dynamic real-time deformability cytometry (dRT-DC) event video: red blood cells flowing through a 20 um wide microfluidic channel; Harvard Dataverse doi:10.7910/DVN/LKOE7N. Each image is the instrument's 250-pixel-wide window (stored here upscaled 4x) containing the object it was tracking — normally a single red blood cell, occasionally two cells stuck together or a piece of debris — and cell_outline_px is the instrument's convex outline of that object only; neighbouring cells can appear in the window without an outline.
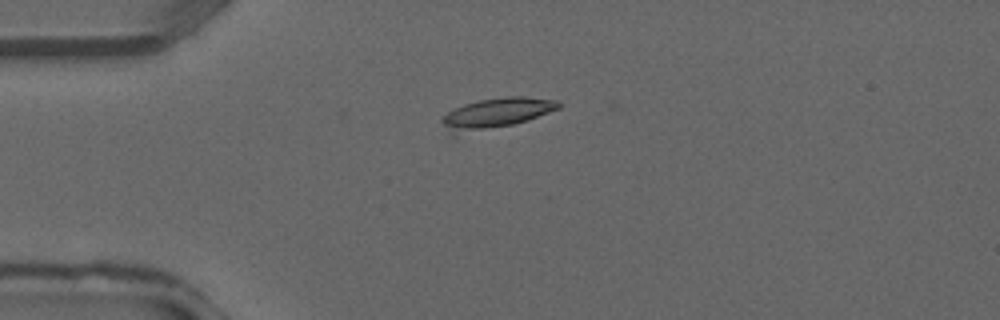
{"species": "common noctule bat (a hibernating species)", "species_latin": "Nyctalus noctula", "temperature_condition": "warm", "stored_images_in_passage": 8, "camera_frame_rate_fps": 3000, "um_per_image_px": 0.085, "animal": {"sex": "male", "forearm_length_mm": 52.5}, "frame": {"image": 1, "passage_image": 2, "time_ms": 0.333, "image_size_px": [1000, 320], "cell_outline_px": [[560, 108], [512, 124], [456, 136], [448, 136], [440, 120], [448, 112], [464, 104], [480, 100], [508, 96], [524, 96], [560, 100]], "centroid_in_image_um": [42.08, 9.65], "position_along_channel_um": 42.9, "area_um2": 20.69}}